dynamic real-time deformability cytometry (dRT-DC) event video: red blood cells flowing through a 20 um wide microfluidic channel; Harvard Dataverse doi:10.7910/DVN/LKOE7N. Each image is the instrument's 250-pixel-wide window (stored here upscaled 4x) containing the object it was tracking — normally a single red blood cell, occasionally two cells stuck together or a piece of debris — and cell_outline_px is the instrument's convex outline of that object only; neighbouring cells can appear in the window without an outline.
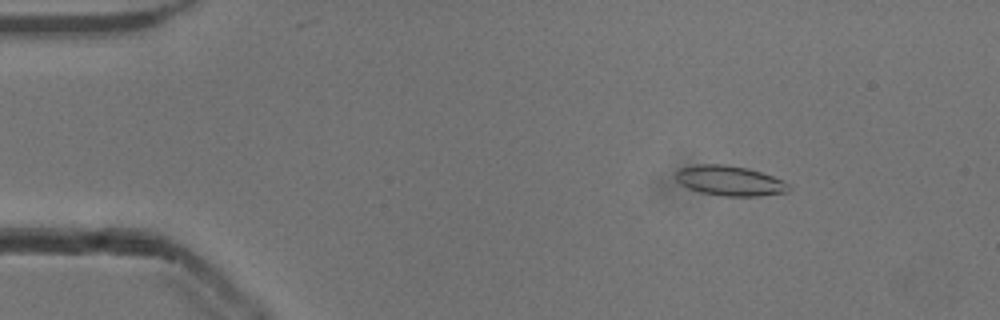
{"species": "common noctule bat (a hibernating species)", "species_latin": "Nyctalus noctula", "temperature_condition": "cold", "stored_images_in_passage": 29, "camera_frame_rate_fps": 3000, "um_per_image_px": 0.085, "animal": {"sex": "male", "body_mass_g": 13.3}, "frame": {"image": 1, "passage_image": 8, "time_ms": 2.333, "image_size_px": [1000, 320], "cell_outline_px": [[792, 188], [788, 192], [760, 196], [724, 196], [700, 192], [688, 188], [680, 184], [676, 180], [676, 172], [680, 168], [696, 164], [728, 164], [748, 168], [784, 180]], "centroid_in_image_um": [62.04, 15.36], "position_along_channel_um": 23.0, "area_um2": 19.94}}
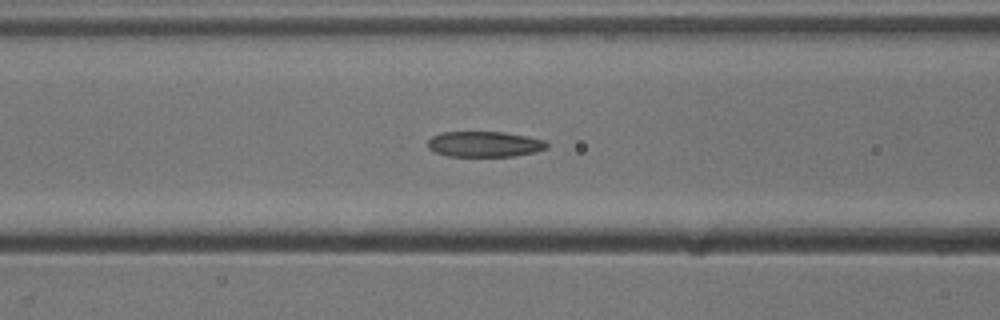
{"frame": {"image": 2, "passage_image": 22, "time_ms": 7.0, "image_size_px": [1000, 320], "cell_outline_px": [[548, 148], [536, 152], [512, 156], [448, 156], [436, 152], [428, 148], [428, 140], [432, 136], [440, 132], [504, 132], [528, 136], [544, 140], [548, 144]], "centroid_in_image_um": [41.19, 12.25], "position_along_channel_um": 125.4, "area_um2": 17.8}}
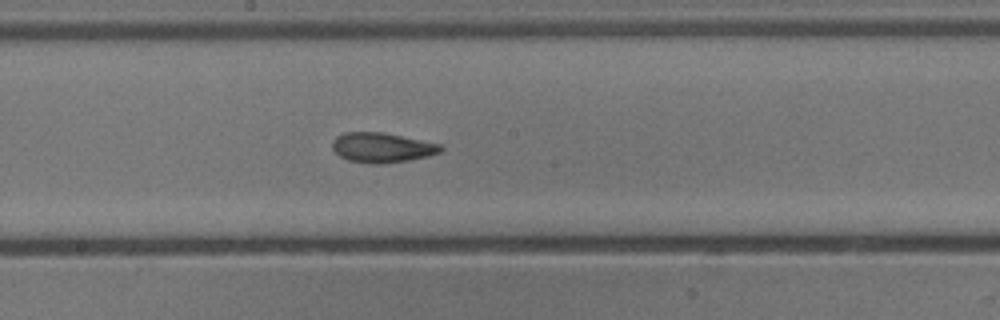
{"frame": {"image": 3, "passage_image": 29, "time_ms": 9.333, "image_size_px": [1000, 320], "cell_outline_px": [[444, 148], [440, 152], [428, 156], [408, 160], [380, 164], [368, 164], [348, 160], [340, 156], [332, 148], [332, 140], [336, 136], [344, 132], [384, 132], [440, 144]], "centroid_in_image_um": [32.44, 12.54], "position_along_channel_um": 215.8, "area_um2": 18.9}}